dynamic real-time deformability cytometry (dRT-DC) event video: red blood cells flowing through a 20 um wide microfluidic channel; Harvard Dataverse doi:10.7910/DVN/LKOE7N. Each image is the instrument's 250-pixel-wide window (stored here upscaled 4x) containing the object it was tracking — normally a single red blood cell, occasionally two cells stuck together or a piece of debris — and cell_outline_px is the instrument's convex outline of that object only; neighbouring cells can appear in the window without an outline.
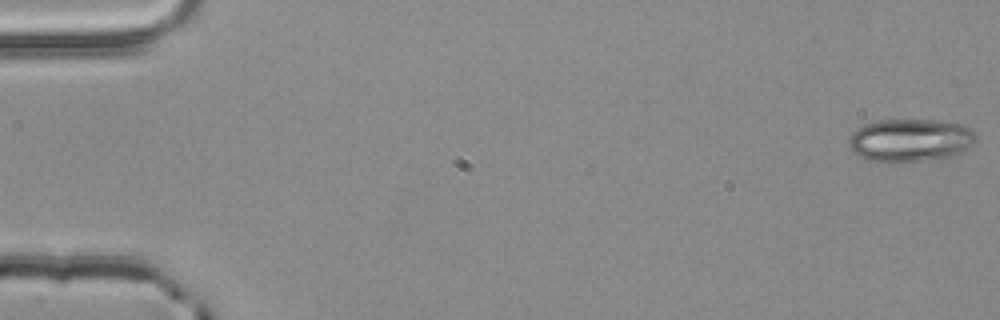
{"species": "common noctule bat (a hibernating species)", "species_latin": "Nyctalus noctula", "temperature_condition": "room temperature", "stored_images_in_passage": 18, "camera_frame_rate_fps": 3000, "um_per_image_px": 0.085, "animal": {"sex": "male", "body_mass_g": 20.4}, "frame": {"image": 1, "passage_image": 1, "time_ms": 0.0, "image_size_px": [1000, 320], "cell_outline_px": [[976, 140], [964, 152], [944, 160], [888, 164], [868, 160], [852, 152], [848, 148], [848, 136], [856, 128], [864, 124], [880, 120], [932, 120], [964, 124], [972, 128], [976, 132]], "centroid_in_image_um": [77.38, 11.96], "position_along_channel_um": 7.6, "area_um2": 33.18}}